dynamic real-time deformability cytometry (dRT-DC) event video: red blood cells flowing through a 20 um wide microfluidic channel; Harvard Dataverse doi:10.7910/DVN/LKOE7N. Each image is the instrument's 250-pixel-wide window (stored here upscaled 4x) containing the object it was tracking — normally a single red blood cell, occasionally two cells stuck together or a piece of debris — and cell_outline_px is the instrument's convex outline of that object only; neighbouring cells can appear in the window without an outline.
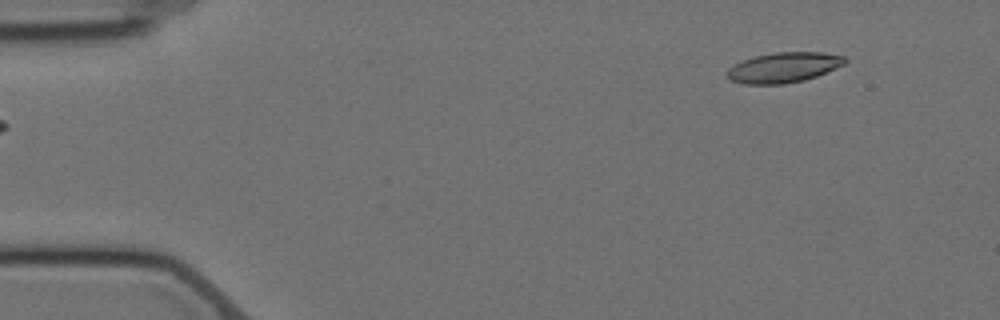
{"species": "Egyptian fruit bat (a non-hibernating species)", "species_latin": "Rousettus aegyptiacus", "temperature_condition": "cold", "stored_images_in_passage": 4, "segment_of_instrument_passage": [2, 2], "camera_frame_rate_fps": 3000, "um_per_image_px": 0.085, "animal": {"sex": "female"}, "frame": {"image": 1, "passage_image": 4, "time_ms": 4.333, "image_size_px": [1000, 320], "cell_outline_px": [[848, 60], [844, 64], [816, 76], [804, 80], [780, 84], [744, 84], [732, 80], [728, 76], [728, 68], [744, 60], [756, 56], [776, 52], [824, 52], [844, 56]], "centroid_in_image_um": [66.64, 5.73], "position_along_channel_um": 18.4, "area_um2": 20.4}}